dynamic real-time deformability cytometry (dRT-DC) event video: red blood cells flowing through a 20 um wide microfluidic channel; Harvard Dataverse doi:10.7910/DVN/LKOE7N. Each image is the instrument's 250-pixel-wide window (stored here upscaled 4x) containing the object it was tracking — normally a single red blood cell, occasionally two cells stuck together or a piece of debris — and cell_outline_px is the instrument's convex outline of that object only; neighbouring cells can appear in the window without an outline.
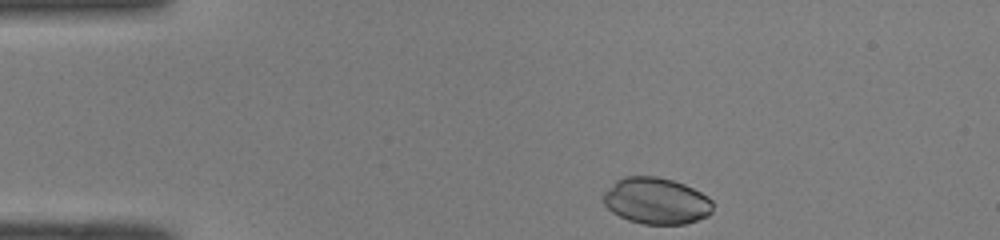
{"species": "common noctule bat (a hibernating species)", "species_latin": "Nyctalus noctula", "temperature_condition": "room temperature", "stored_images_in_passage": 34, "camera_frame_rate_fps": 3000, "um_per_image_px": 0.085, "animal": {"sex": "male", "body_mass_g": 19.0, "forearm_length_mm": 50.8}, "frame": {"image": 1, "passage_image": 1, "time_ms": 0.0, "image_size_px": [1000, 240], "cell_outline_px": [[712, 212], [708, 216], [684, 224], [644, 224], [628, 220], [612, 212], [604, 204], [604, 192], [616, 180], [624, 176], [656, 176], [672, 180], [684, 184], [708, 196], [712, 200]], "centroid_in_image_um": [55.78, 17.07], "position_along_channel_um": 29.2, "area_um2": 29.59}}
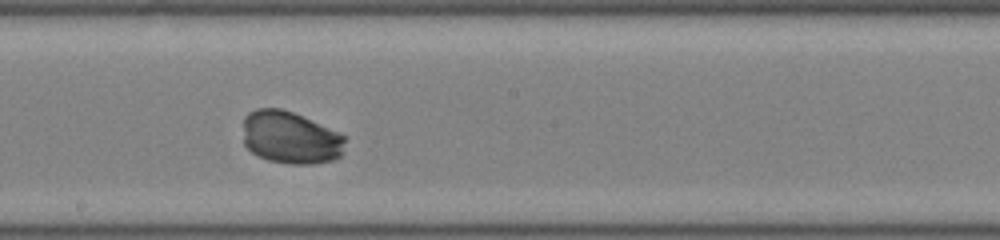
{"frame": {"image": 2, "passage_image": 20, "time_ms": 6.333, "image_size_px": [1000, 240], "cell_outline_px": [[348, 136], [344, 152], [340, 156], [332, 160], [312, 164], [288, 164], [268, 160], [256, 156], [244, 144], [244, 116], [248, 112], [256, 108], [280, 108], [292, 112]], "centroid_in_image_um": [24.71, 11.7], "position_along_channel_um": 223.5, "area_um2": 31.62}}
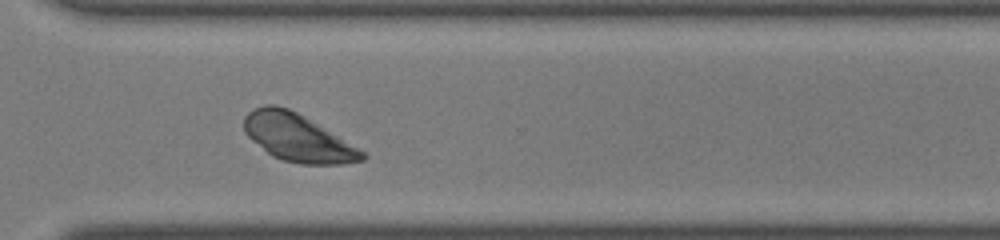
{"frame": {"image": 3, "passage_image": 29, "time_ms": 9.333, "image_size_px": [1000, 240], "cell_outline_px": [[368, 156], [364, 160], [340, 164], [300, 164], [284, 160], [272, 156], [252, 140], [244, 132], [244, 116], [252, 108], [264, 104], [276, 104], [288, 108], [304, 116], [364, 152]], "centroid_in_image_um": [25.25, 11.69], "position_along_channel_um": 345.4, "area_um2": 32.37}}